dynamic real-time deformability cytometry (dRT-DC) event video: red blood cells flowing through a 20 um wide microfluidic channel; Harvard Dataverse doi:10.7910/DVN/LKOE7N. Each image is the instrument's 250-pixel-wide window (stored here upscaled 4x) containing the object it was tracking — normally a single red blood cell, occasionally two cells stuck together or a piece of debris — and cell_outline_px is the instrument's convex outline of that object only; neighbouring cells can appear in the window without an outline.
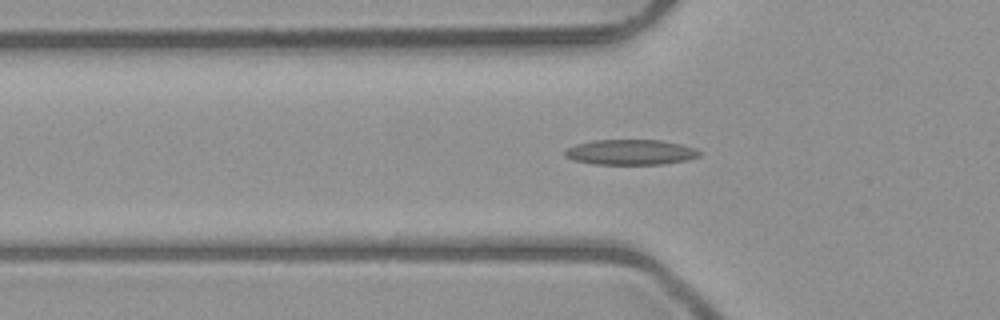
{"species": "common noctule bat (a hibernating species)", "species_latin": "Nyctalus noctula", "temperature_condition": "room temperature", "stored_images_in_passage": 53, "camera_frame_rate_fps": 3000, "um_per_image_px": 0.085, "animal": {"sex": "male", "body_mass_g": 23.1, "forearm_length_mm": 52.7}, "frame": {"image": 1, "passage_image": 18, "time_ms": 5.667, "image_size_px": [1000, 320], "cell_outline_px": [[700, 156], [688, 160], [664, 164], [592, 164], [572, 160], [564, 156], [564, 148], [576, 144], [592, 140], [660, 140], [680, 144], [696, 148], [700, 152]], "centroid_in_image_um": [53.56, 12.94], "position_along_channel_um": 72.2, "area_um2": 20.06}}
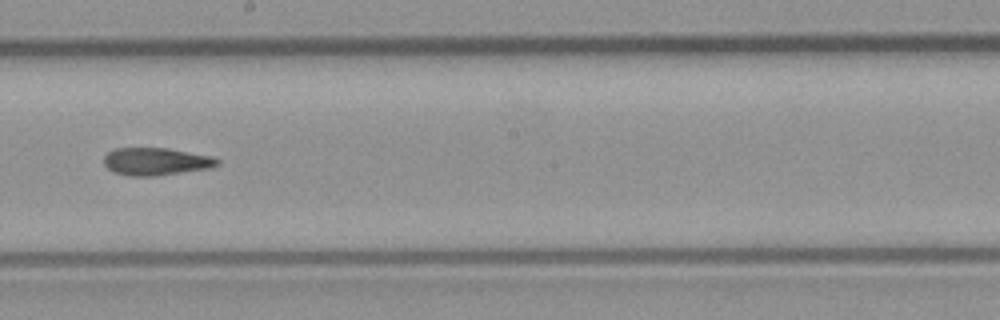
{"frame": {"image": 2, "passage_image": 30, "time_ms": 9.667, "image_size_px": [1000, 320], "cell_outline_px": [[220, 164], [208, 168], [152, 176], [132, 176], [116, 172], [108, 168], [104, 164], [104, 156], [108, 152], [116, 148], [168, 148], [212, 156], [220, 160]], "centroid_in_image_um": [13.26, 13.71], "position_along_channel_um": 234.9, "area_um2": 17.98}}
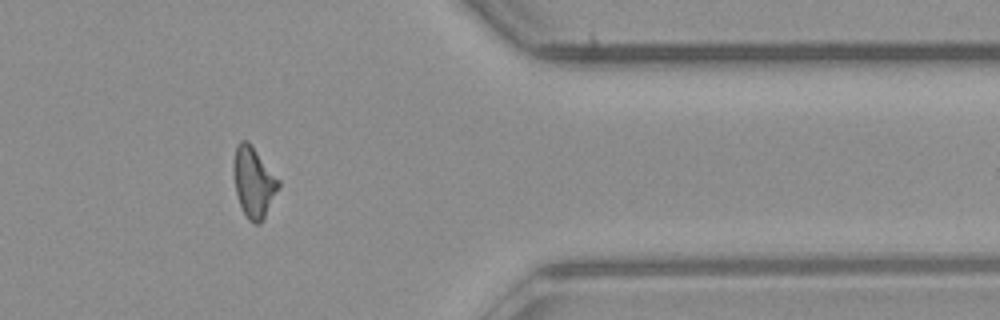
{"frame": {"image": 3, "passage_image": 43, "time_ms": 14.0, "image_size_px": [1000, 320], "cell_outline_px": [[280, 188], [260, 224], [256, 224], [248, 220], [240, 204], [236, 192], [232, 172], [232, 164], [236, 144], [240, 140], [248, 140], [280, 180]], "centroid_in_image_um": [21.55, 15.45], "position_along_channel_um": 389.9, "area_um2": 18.67}, "authors_computed_cell_mechanics": {"area_um2": 18.4382, "velocity_mm_per_s": 4.0314, "shape_relaxation_time_tau1_ms": null, "shape_relaxation_time_tau2_ms": 6.8727, "deformation_change_tau1": null, "deformation_change_tau2": 0.1639}}